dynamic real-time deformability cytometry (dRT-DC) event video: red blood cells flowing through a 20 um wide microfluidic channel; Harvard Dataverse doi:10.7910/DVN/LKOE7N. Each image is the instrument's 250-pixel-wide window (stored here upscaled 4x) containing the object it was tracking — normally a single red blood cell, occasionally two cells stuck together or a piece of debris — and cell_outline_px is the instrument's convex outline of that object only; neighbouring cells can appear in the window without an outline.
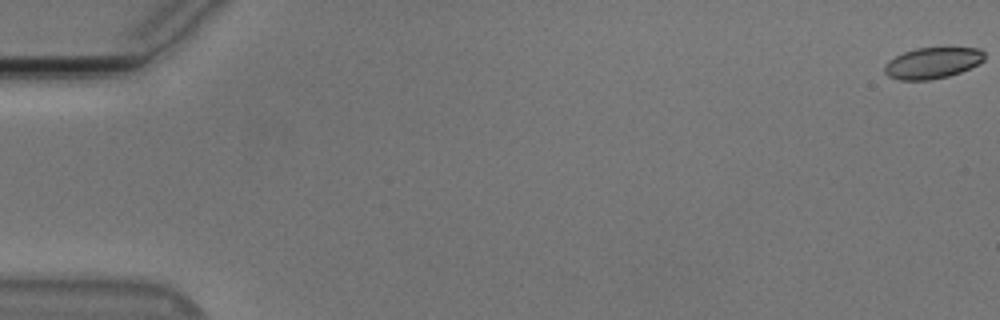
{"species": "Egyptian fruit bat (a non-hibernating species)", "species_latin": "Rousettus aegyptiacus", "temperature_condition": "cold", "stored_images_in_passage": 56, "camera_frame_rate_fps": 3000, "um_per_image_px": 0.085, "animal": {"sex": "male"}, "frame": {"image": 1, "passage_image": 1, "time_ms": 0.0, "image_size_px": [1000, 320], "cell_outline_px": [[984, 60], [960, 72], [948, 76], [928, 80], [900, 80], [888, 76], [884, 72], [884, 68], [896, 56], [904, 52], [916, 48], [980, 48], [984, 52]], "centroid_in_image_um": [79.27, 5.35], "position_along_channel_um": 5.7, "area_um2": 17.74}}
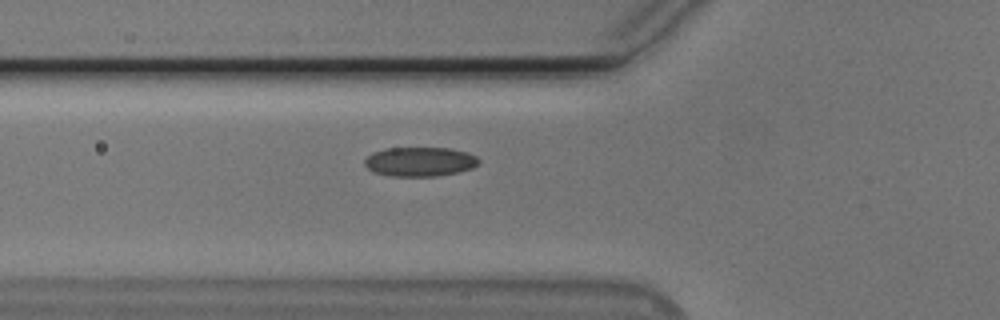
{"frame": {"image": 2, "passage_image": 21, "time_ms": 6.667, "image_size_px": [1000, 320], "cell_outline_px": [[480, 160], [472, 168], [456, 172], [436, 176], [392, 176], [372, 172], [364, 164], [364, 160], [372, 152], [384, 148], [448, 148], [468, 152], [476, 156]], "centroid_in_image_um": [35.65, 13.73], "position_along_channel_um": 90.1, "area_um2": 19.48}}
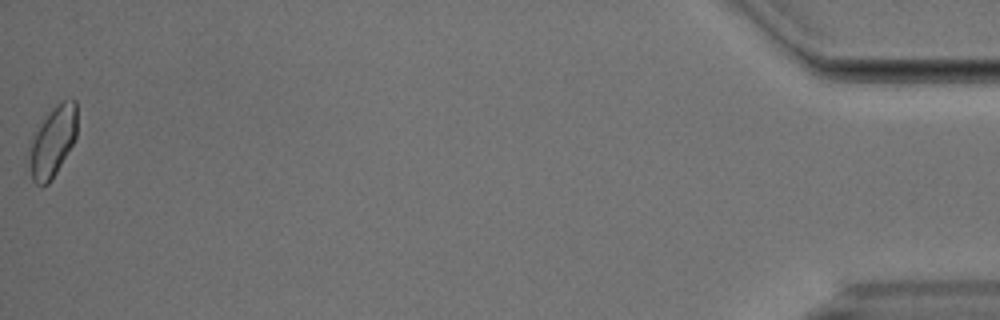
{"frame": {"image": 3, "passage_image": 56, "time_ms": 18.333, "image_size_px": [1000, 320], "cell_outline_px": [[76, 136], [72, 144], [56, 172], [48, 184], [36, 184], [32, 180], [24, 160], [28, 140], [32, 132], [52, 108], [56, 104], [64, 100], [76, 100]], "centroid_in_image_um": [4.35, 12.06], "position_along_channel_um": 430.8, "area_um2": 20.4}, "authors_computed_cell_mechanics": {"area_um2": 19.2185, "velocity_mm_per_s": 3.7527, "shape_relaxation_time_tau1_ms": 4.0033, "shape_relaxation_time_tau2_ms": 3.1685, "deformation_change_tau1": 0.0853, "deformation_change_tau2": 0.059}}